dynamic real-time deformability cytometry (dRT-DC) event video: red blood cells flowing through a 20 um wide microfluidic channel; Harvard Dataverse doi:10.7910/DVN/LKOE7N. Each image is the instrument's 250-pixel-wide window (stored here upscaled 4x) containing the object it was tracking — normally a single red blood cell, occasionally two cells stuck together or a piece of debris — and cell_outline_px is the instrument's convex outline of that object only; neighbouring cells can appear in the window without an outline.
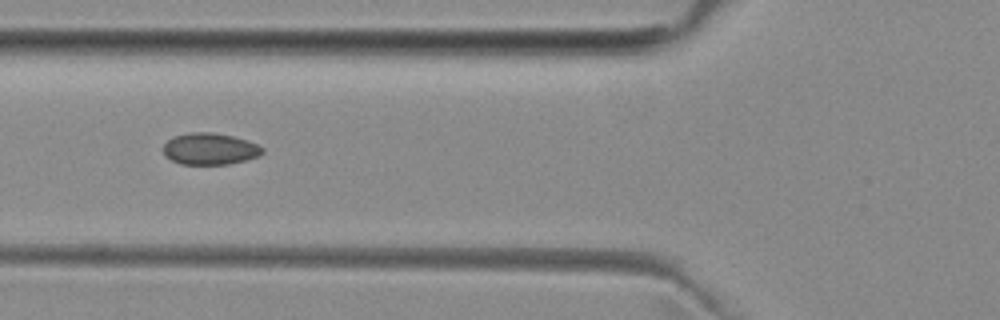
{"species": "common noctule bat (a hibernating species)", "species_latin": "Nyctalus noctula", "temperature_condition": "room temperature", "stored_images_in_passage": 4, "camera_frame_rate_fps": 3000, "um_per_image_px": 0.085, "animal": {"sex": "female", "body_mass_g": 29.2, "forearm_length_mm": 56.3}, "frame": {"image": 1, "passage_image": 2, "time_ms": 1.0, "image_size_px": [1000, 320], "cell_outline_px": [[264, 152], [260, 156], [228, 164], [180, 164], [164, 156], [164, 144], [168, 140], [176, 136], [188, 132], [212, 132], [232, 136], [248, 140], [264, 148]], "centroid_in_image_um": [17.85, 12.65], "position_along_channel_um": 107.9, "area_um2": 18.26}}
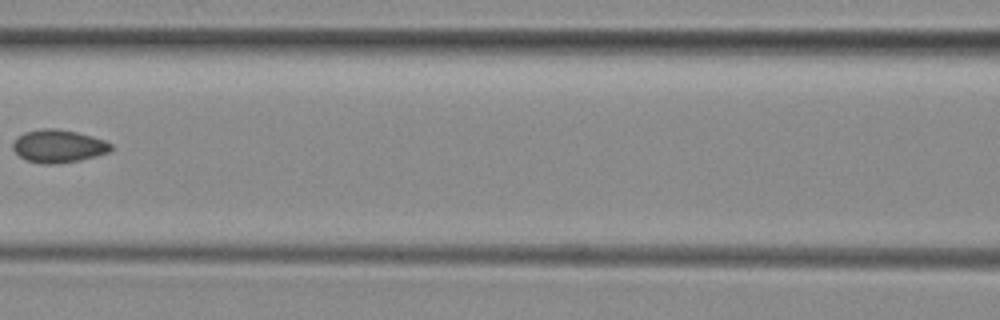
{"frame": {"image": 2, "passage_image": 3, "time_ms": 2.333, "image_size_px": [1000, 320], "cell_outline_px": [[112, 148], [108, 152], [96, 156], [80, 160], [52, 164], [44, 164], [28, 160], [20, 156], [12, 148], [12, 144], [24, 132], [44, 128], [56, 128], [76, 132], [92, 136], [104, 140], [112, 144]], "centroid_in_image_um": [4.98, 12.41], "position_along_channel_um": 161.6, "area_um2": 18.55}}
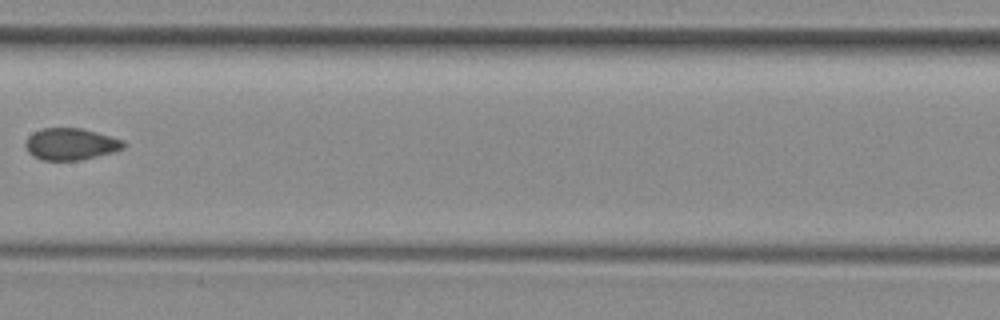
{"frame": {"image": 3, "passage_image": 4, "time_ms": 3.333, "image_size_px": [1000, 320], "cell_outline_px": [[124, 148], [112, 152], [80, 160], [44, 160], [32, 156], [28, 152], [24, 144], [28, 136], [32, 132], [44, 128], [80, 128], [96, 132], [124, 140]], "centroid_in_image_um": [5.97, 12.24], "position_along_channel_um": 201.4, "area_um2": 18.09}}